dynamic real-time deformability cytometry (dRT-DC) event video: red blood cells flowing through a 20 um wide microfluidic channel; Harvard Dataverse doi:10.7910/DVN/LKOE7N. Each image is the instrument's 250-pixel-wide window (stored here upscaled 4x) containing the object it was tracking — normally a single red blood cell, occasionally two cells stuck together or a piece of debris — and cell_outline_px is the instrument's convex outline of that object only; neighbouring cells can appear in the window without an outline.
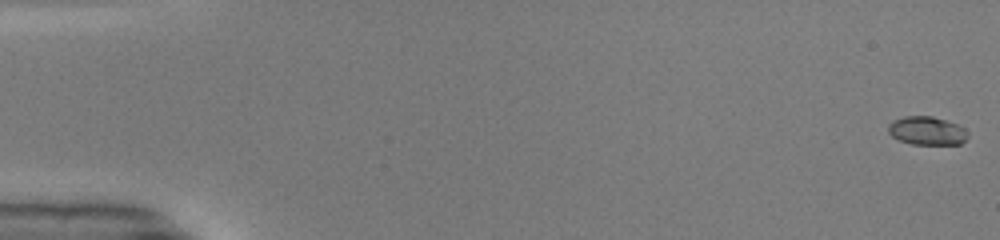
{"species": "common noctule bat (a hibernating species)", "species_latin": "Nyctalus noctula", "temperature_condition": "warm", "stored_images_in_passage": 50, "camera_frame_rate_fps": 3000, "um_per_image_px": 0.085, "animal": {"sex": "male", "body_mass_g": 19.0, "forearm_length_mm": 50.8}, "frame": {"image": 1, "passage_image": 1, "time_ms": 0.0, "image_size_px": [1000, 240], "cell_outline_px": [[968, 136], [960, 144], [912, 144], [900, 140], [892, 136], [888, 132], [888, 124], [904, 116], [932, 116], [956, 124], [964, 128], [968, 132]], "centroid_in_image_um": [78.79, 11.11], "position_along_channel_um": 6.2, "area_um2": 13.01}}
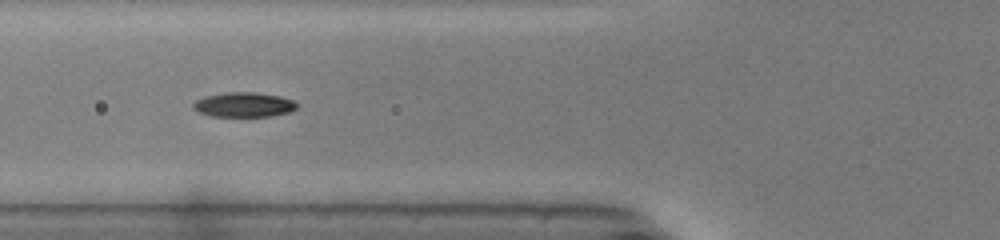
{"frame": {"image": 2, "passage_image": 20, "time_ms": 6.333, "image_size_px": [1000, 240], "cell_outline_px": [[296, 108], [288, 112], [268, 116], [212, 116], [200, 112], [192, 108], [192, 104], [196, 100], [204, 96], [228, 92], [256, 92], [280, 96], [292, 100], [296, 104]], "centroid_in_image_um": [20.69, 8.89], "position_along_channel_um": 105.1, "area_um2": 14.74}}
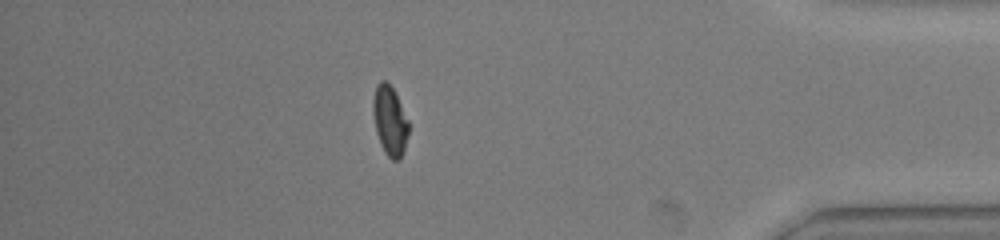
{"frame": {"image": 3, "passage_image": 44, "time_ms": 14.333, "image_size_px": [1000, 240], "cell_outline_px": [[408, 132], [404, 148], [400, 156], [396, 160], [392, 160], [384, 152], [380, 144], [376, 132], [372, 112], [372, 100], [376, 84], [380, 80], [384, 80], [392, 88], [408, 120]], "centroid_in_image_um": [33.09, 10.24], "position_along_channel_um": 402.1, "area_um2": 14.22}, "authors_computed_cell_mechanics": {"area_um2": 14.3633, "velocity_mm_per_s": 4.1618, "shape_relaxation_time_tau1_ms": 4.8621, "shape_relaxation_time_tau2_ms": 1.8107, "deformation_change_tau1": 0.1807, "deformation_change_tau2": 0.0488}}